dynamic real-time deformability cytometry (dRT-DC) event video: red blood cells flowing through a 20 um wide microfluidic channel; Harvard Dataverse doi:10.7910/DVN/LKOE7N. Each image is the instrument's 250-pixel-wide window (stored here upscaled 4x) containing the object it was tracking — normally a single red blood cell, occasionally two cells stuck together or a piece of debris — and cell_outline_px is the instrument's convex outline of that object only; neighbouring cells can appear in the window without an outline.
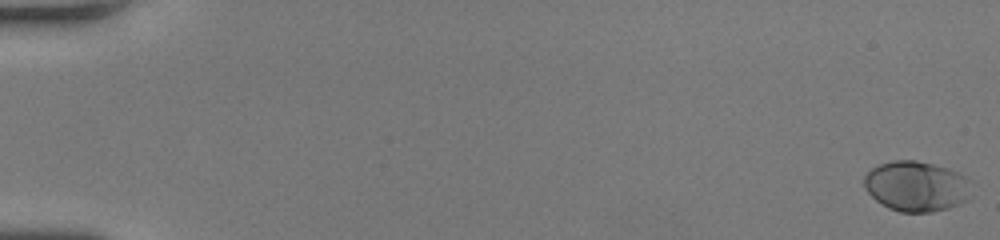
{"species": "human", "species_latin": "Homo sapiens", "temperature_condition": "room temperature", "stored_images_in_passage": 52, "camera_frame_rate_fps": 3000, "um_per_image_px": 0.085, "donor": {"sex": "female"}, "frame": {"image": 1, "passage_image": 1, "time_ms": 0.0, "image_size_px": [1000, 240], "cell_outline_px": [[972, 180], [968, 200], [960, 204], [948, 208], [932, 212], [900, 212], [888, 208], [876, 200], [864, 188], [864, 176], [872, 168], [880, 164], [892, 160], [916, 160], [948, 168]], "centroid_in_image_um": [77.9, 15.83], "position_along_channel_um": 7.1, "area_um2": 31.62}}
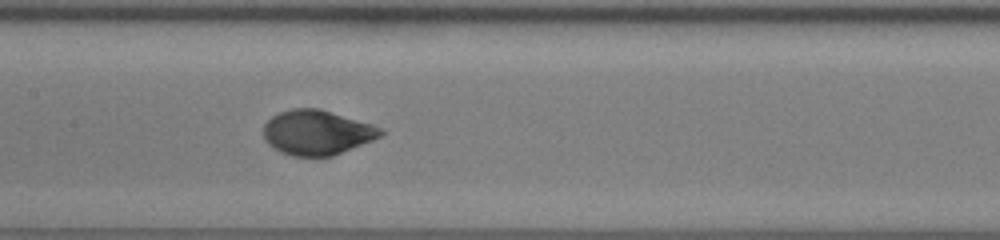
{"frame": {"image": 2, "passage_image": 28, "time_ms": 9.0, "image_size_px": [1000, 240], "cell_outline_px": [[384, 132], [380, 136], [372, 140], [332, 156], [292, 156], [280, 152], [272, 148], [264, 140], [264, 124], [272, 116], [280, 112], [292, 108], [320, 108], [372, 124], [384, 128]], "centroid_in_image_um": [26.92, 11.25], "position_along_channel_um": 180.5, "area_um2": 30.63}}
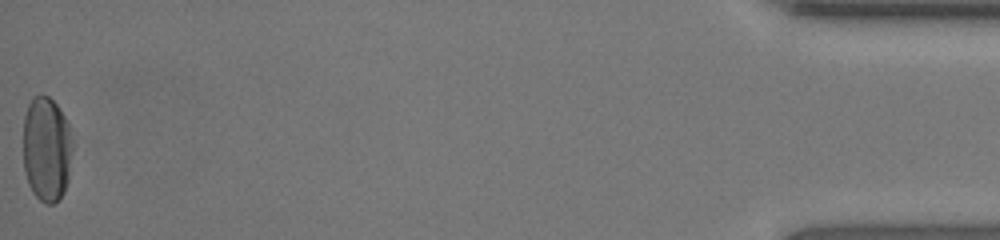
{"frame": {"image": 3, "passage_image": 52, "time_ms": 17.0, "image_size_px": [1000, 240], "cell_outline_px": [[72, 152], [68, 180], [64, 192], [52, 204], [44, 204], [32, 192], [28, 184], [24, 168], [24, 116], [28, 104], [32, 96], [48, 96], [56, 104], [64, 116], [68, 124], [72, 140]], "centroid_in_image_um": [3.96, 12.68], "position_along_channel_um": 431.2, "area_um2": 30.23}, "authors_computed_cell_mechanics": {"area_um2": 30.5762, "velocity_mm_per_s": 4.2809, "shape_relaxation_time_tau1_ms": 3.3386, "shape_relaxation_time_tau2_ms": null, "deformation_change_tau1": 0.1794, "deformation_change_tau2": null}}